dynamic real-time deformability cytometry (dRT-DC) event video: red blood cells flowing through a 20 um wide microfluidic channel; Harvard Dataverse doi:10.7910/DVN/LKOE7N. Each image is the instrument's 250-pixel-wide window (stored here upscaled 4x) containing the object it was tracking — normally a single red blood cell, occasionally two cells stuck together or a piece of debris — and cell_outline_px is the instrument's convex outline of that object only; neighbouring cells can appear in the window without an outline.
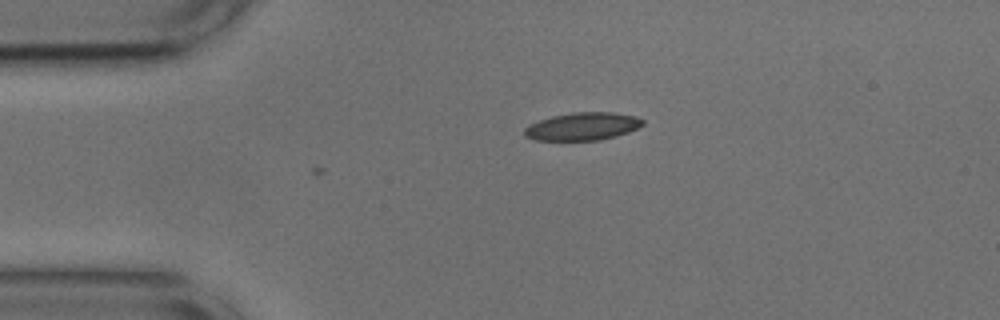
{"species": "common noctule bat (a hibernating species)", "species_latin": "Nyctalus noctula", "temperature_condition": "cold", "stored_images_in_passage": 2, "camera_frame_rate_fps": 3000, "um_per_image_px": 0.085, "animal": {"sex": "male", "body_mass_g": 17.9, "forearm_length_mm": 54.2}, "frame": {"image": 1, "passage_image": 2, "time_ms": 0.333, "image_size_px": [1000, 320], "cell_outline_px": [[644, 124], [628, 132], [616, 136], [600, 140], [536, 140], [524, 136], [524, 128], [528, 124], [552, 116], [572, 112], [612, 112], [636, 116], [644, 120]], "centroid_in_image_um": [49.51, 10.74], "position_along_channel_um": 35.5, "area_um2": 19.19}}